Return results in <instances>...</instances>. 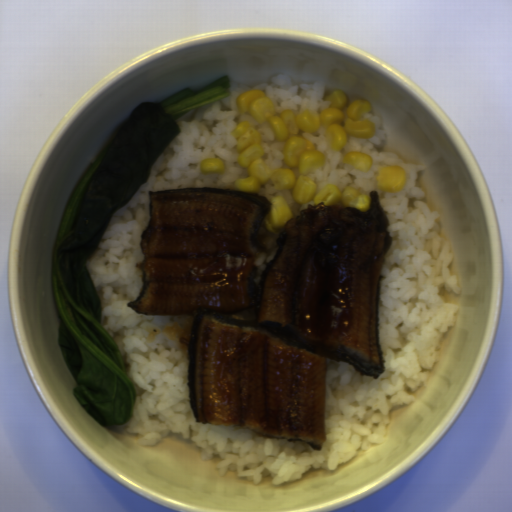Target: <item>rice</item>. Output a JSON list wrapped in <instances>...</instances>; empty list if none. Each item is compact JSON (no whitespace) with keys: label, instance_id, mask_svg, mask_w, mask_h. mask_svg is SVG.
Instances as JSON below:
<instances>
[{"label":"rice","instance_id":"652b925c","mask_svg":"<svg viewBox=\"0 0 512 512\" xmlns=\"http://www.w3.org/2000/svg\"><path fill=\"white\" fill-rule=\"evenodd\" d=\"M259 90L272 100L276 115L313 110L319 115L332 102L321 81L293 85L279 74L256 85L234 84L229 96L186 112L175 121L180 132L150 168L147 180L109 219L85 266L101 304L100 325L116 343L126 376L135 389L136 405L129 421L114 425L119 434L132 435L141 447L158 444L168 436L192 443L202 460H212L220 477L235 472L236 479L257 485L265 477L279 486L301 479L308 470L334 471L357 454L384 441L394 409L408 406L426 384L439 359L441 342L454 327L458 306L443 301L445 291L460 294L454 259L437 219L416 186L424 164L403 162L396 154L381 152L386 140L380 116L367 112L361 120L375 125L372 139L347 137L346 146L328 149L325 128L299 135L311 141L324 158L322 167L307 176L316 194L336 184L340 191L356 188L361 195L377 192L392 237L385 256L377 300L378 329L384 363L379 377L364 375L351 364L327 358L324 432L320 449L307 441L258 437L252 430L196 422L189 405L188 353L194 316L147 315L126 303L140 296L143 277L137 263L145 258L140 238L151 220L149 191L170 188L225 187L236 189L238 179L249 177L237 160L239 141L233 132L248 122L261 138L264 160L271 171L290 169L296 180L298 166L284 163L285 141H277L268 122L260 123L240 110L237 100L246 91ZM358 151L373 157L366 173L342 162ZM215 157L223 173L204 175L201 160ZM403 167L406 187L390 193L376 186L378 167Z\"/></svg>","mask_w":512,"mask_h":512},{"label":"rice","instance_id":"023b6e5f","mask_svg":"<svg viewBox=\"0 0 512 512\" xmlns=\"http://www.w3.org/2000/svg\"><path fill=\"white\" fill-rule=\"evenodd\" d=\"M269 211L263 217L261 227L259 229L258 240L261 246V252L258 255L254 266L257 267L255 283L258 287L263 273L270 261H272L278 253L279 238L284 232L285 225L276 230L275 233L268 231L265 220L268 219Z\"/></svg>","mask_w":512,"mask_h":512},{"label":"rice","instance_id":"8eca5e8b","mask_svg":"<svg viewBox=\"0 0 512 512\" xmlns=\"http://www.w3.org/2000/svg\"><path fill=\"white\" fill-rule=\"evenodd\" d=\"M292 192H293V189L275 190L271 183V179H270L256 193L263 194L264 196H266L269 199L270 202H271L272 197L282 196L286 200V202L292 212L293 217L301 214L302 211L305 210L306 208H308L310 205H316V204H314L313 199L305 204H297L292 196Z\"/></svg>","mask_w":512,"mask_h":512}]
</instances>
